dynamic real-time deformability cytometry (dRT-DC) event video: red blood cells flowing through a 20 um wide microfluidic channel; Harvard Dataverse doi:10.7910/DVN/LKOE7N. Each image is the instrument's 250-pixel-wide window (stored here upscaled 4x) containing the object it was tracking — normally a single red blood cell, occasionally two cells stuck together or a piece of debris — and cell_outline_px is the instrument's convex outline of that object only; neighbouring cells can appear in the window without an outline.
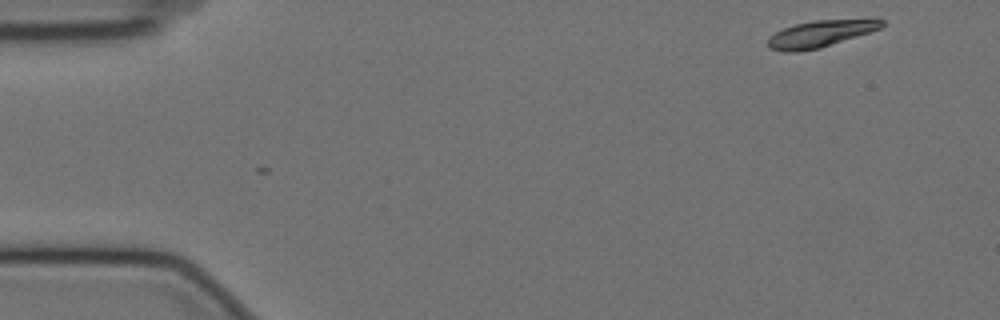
{"species": "Egyptian fruit bat (a non-hibernating species)", "species_latin": "Rousettus aegyptiacus", "temperature_condition": "cold", "stored_images_in_passage": 54, "camera_frame_rate_fps": 3000, "um_per_image_px": 0.085, "animal": {"sex": "female"}, "frame": {"image": 1, "passage_image": 1, "time_ms": 0.0, "image_size_px": [1000, 320], "cell_outline_px": [[884, 24], [880, 28], [820, 48], [796, 52], [788, 52], [768, 48], [768, 36], [784, 28], [796, 24], [812, 20], [884, 20]], "centroid_in_image_um": [69.64, 2.89], "position_along_channel_um": 15.4, "area_um2": 17.22}}
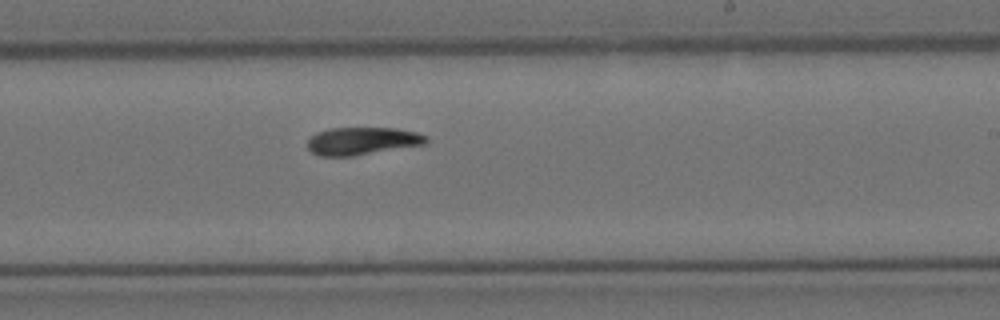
{"frame": {"image": 2, "passage_image": 31, "time_ms": 10.0, "image_size_px": [1000, 320], "cell_outline_px": [[428, 140], [424, 144], [352, 156], [320, 156], [312, 152], [308, 148], [308, 140], [316, 132], [328, 128], [396, 128], [416, 132], [428, 136]], "centroid_in_image_um": [30.77, 11.97], "position_along_channel_um": 258.2, "area_um2": 19.02}}
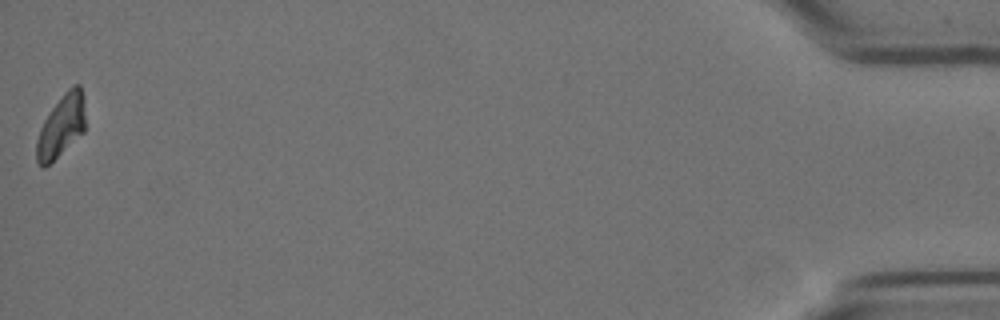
{"frame": {"image": 3, "passage_image": 54, "time_ms": 17.667, "image_size_px": [1000, 320], "cell_outline_px": [[84, 132], [44, 168], [36, 160], [36, 140], [40, 128], [44, 120], [52, 108], [64, 92], [72, 84], [80, 84], [84, 96]], "centroid_in_image_um": [5.21, 10.68], "position_along_channel_um": 430.0, "area_um2": 17.57}, "authors_computed_cell_mechanics": {"area_um2": 18.8428, "velocity_mm_per_s": 3.492, "shape_relaxation_time_tau1_ms": 2.7969, "shape_relaxation_time_tau2_ms": 9.8802, "deformation_change_tau1": 0.1578, "deformation_change_tau2": 0.1505}}